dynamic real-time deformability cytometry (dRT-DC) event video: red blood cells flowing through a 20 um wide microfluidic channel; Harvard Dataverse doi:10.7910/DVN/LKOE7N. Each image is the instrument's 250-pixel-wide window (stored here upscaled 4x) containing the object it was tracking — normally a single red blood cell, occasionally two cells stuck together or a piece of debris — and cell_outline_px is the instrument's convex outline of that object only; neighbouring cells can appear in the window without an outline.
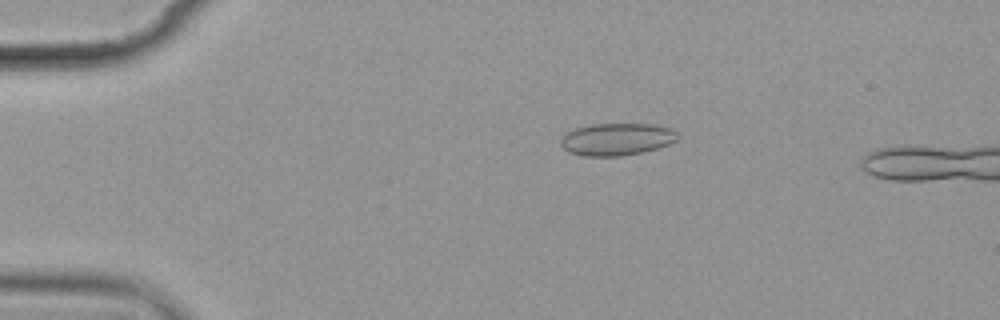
{"species": "common noctule bat (a hibernating species)", "species_latin": "Nyctalus noctula", "temperature_condition": "cold", "stored_images_in_passage": 6, "camera_frame_rate_fps": 3000, "um_per_image_px": 0.085, "animal": {"sex": "female", "body_mass_g": 19.9}, "frame": {"image": 1, "passage_image": 4, "time_ms": 3.667, "image_size_px": [1000, 320], "cell_outline_px": [[680, 136], [676, 140], [668, 144], [656, 148], [640, 152], [620, 156], [584, 156], [568, 152], [560, 144], [560, 140], [568, 132], [576, 128], [592, 124], [652, 124], [668, 128], [676, 132]], "centroid_in_image_um": [52.4, 11.83], "position_along_channel_um": 32.6, "area_um2": 21.73}}